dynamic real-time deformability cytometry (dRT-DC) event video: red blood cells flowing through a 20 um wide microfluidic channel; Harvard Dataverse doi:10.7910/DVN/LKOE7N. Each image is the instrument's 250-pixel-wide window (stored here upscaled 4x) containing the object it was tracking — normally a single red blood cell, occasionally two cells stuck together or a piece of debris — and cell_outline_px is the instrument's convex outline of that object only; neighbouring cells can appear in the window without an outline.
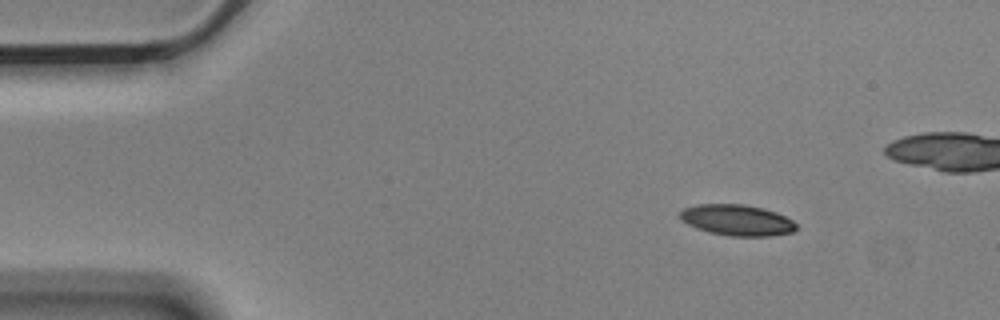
{"species": "Egyptian fruit bat (a non-hibernating species)", "species_latin": "Rousettus aegyptiacus", "temperature_condition": "cold", "stored_images_in_passage": 9, "camera_frame_rate_fps": 3000, "um_per_image_px": 0.085, "animal": {"sex": "male"}, "frame": {"image": 1, "passage_image": 1, "time_ms": 0.0, "image_size_px": [1000, 320], "cell_outline_px": [[796, 228], [792, 232], [772, 236], [728, 236], [708, 232], [696, 228], [680, 220], [680, 212], [684, 208], [696, 204], [744, 204], [764, 208], [776, 212], [792, 220], [796, 224]], "centroid_in_image_um": [62.63, 18.71], "position_along_channel_um": 22.4, "area_um2": 21.1}}
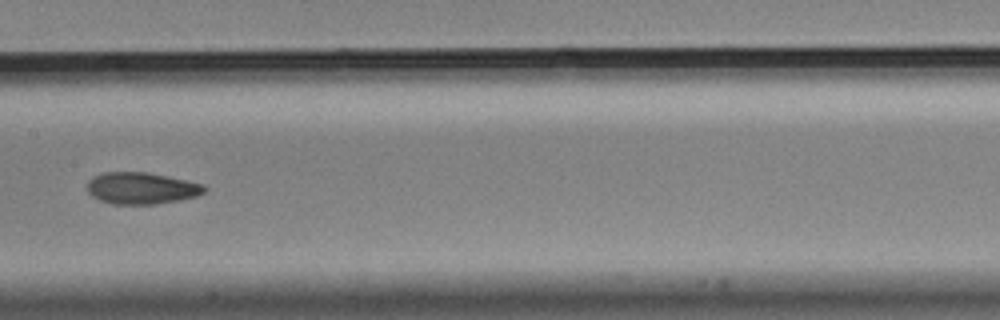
{"frame": {"image": 2, "passage_image": 7, "time_ms": 2.0, "image_size_px": [1000, 320], "cell_outline_px": [[208, 188], [204, 192], [196, 196], [180, 200], [156, 204], [112, 204], [100, 200], [92, 196], [88, 192], [88, 180], [104, 172], [148, 172], [204, 184]], "centroid_in_image_um": [12.04, 16.0], "position_along_channel_um": 195.4, "area_um2": 21.62}}
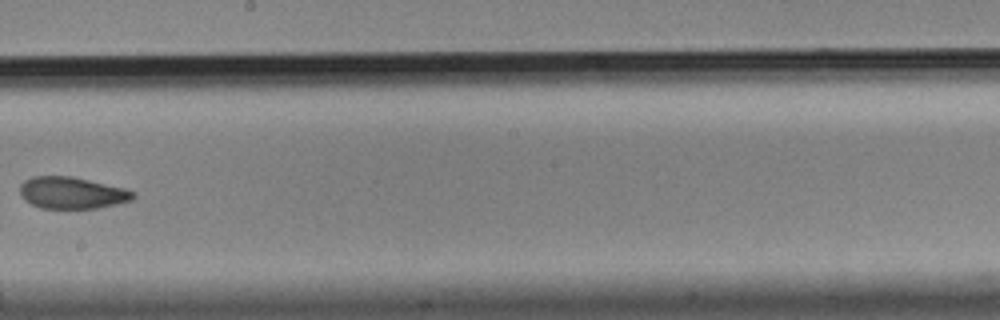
{"frame": {"image": 3, "passage_image": 8, "time_ms": 2.333, "image_size_px": [1000, 320], "cell_outline_px": [[136, 196], [132, 200], [100, 208], [40, 208], [24, 200], [20, 192], [20, 184], [24, 180], [32, 176], [72, 176], [124, 188], [136, 192]], "centroid_in_image_um": [6.12, 16.39], "position_along_channel_um": 242.1, "area_um2": 21.04}}